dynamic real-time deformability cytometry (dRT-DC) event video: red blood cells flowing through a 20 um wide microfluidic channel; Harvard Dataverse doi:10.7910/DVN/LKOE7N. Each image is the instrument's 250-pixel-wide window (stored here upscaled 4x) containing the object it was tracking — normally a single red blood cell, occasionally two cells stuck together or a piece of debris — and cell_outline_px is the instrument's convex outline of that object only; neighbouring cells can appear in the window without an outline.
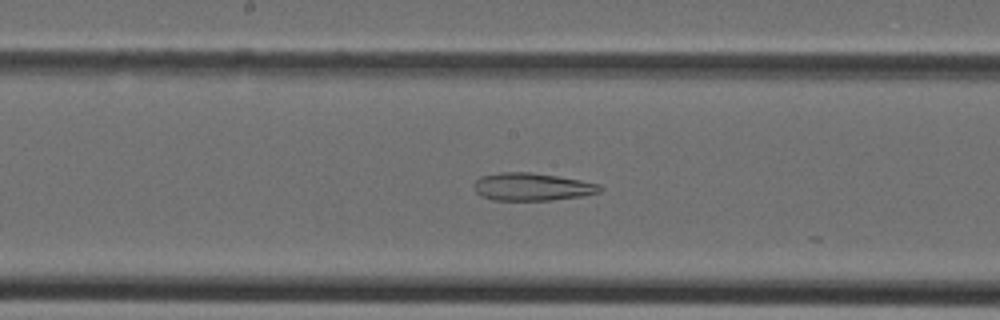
{"species": "Egyptian fruit bat (a non-hibernating species)", "species_latin": "Rousettus aegyptiacus", "temperature_condition": "cold", "stored_images_in_passage": 22, "camera_frame_rate_fps": 3000, "um_per_image_px": 0.085, "animal": {"sex": "female"}, "frame": {"image": 1, "passage_image": 18, "time_ms": 5.667, "image_size_px": [1000, 320], "cell_outline_px": [[604, 188], [600, 192], [584, 196], [552, 200], [496, 200], [480, 196], [472, 188], [472, 184], [480, 176], [500, 172], [532, 172], [580, 180], [600, 184]], "centroid_in_image_um": [45.21, 15.88], "position_along_channel_um": 203.0, "area_um2": 20.58}}
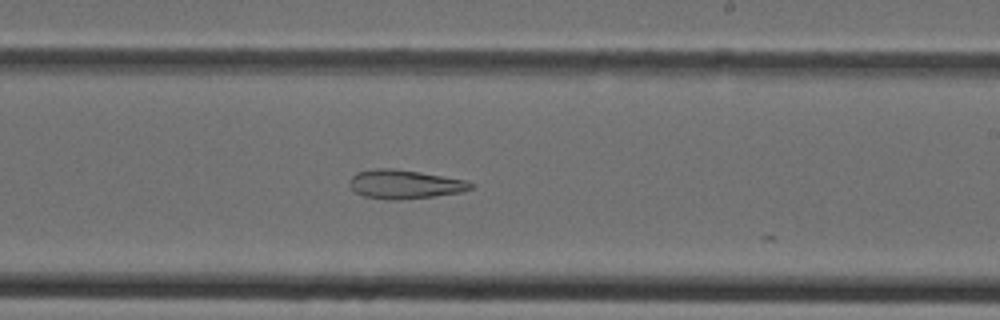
{"frame": {"image": 2, "passage_image": 21, "time_ms": 6.667, "image_size_px": [1000, 320], "cell_outline_px": [[476, 184], [472, 188], [464, 192], [432, 196], [396, 200], [384, 200], [364, 196], [356, 192], [348, 184], [348, 180], [356, 172], [376, 168], [392, 168], [420, 172], [468, 180]], "centroid_in_image_um": [34.41, 15.66], "position_along_channel_um": 254.6, "area_um2": 20.63}}